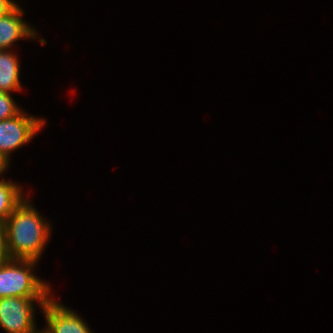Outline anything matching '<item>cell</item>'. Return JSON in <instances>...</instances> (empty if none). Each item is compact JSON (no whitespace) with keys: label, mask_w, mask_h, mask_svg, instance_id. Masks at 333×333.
<instances>
[{"label":"cell","mask_w":333,"mask_h":333,"mask_svg":"<svg viewBox=\"0 0 333 333\" xmlns=\"http://www.w3.org/2000/svg\"><path fill=\"white\" fill-rule=\"evenodd\" d=\"M49 299L24 297L0 298V328L3 331L5 330V333H36L40 329L37 328L35 319L37 307L41 313L43 305Z\"/></svg>","instance_id":"4"},{"label":"cell","mask_w":333,"mask_h":333,"mask_svg":"<svg viewBox=\"0 0 333 333\" xmlns=\"http://www.w3.org/2000/svg\"><path fill=\"white\" fill-rule=\"evenodd\" d=\"M39 262L30 259H10L1 264L0 298H51L54 289L49 282L36 274Z\"/></svg>","instance_id":"2"},{"label":"cell","mask_w":333,"mask_h":333,"mask_svg":"<svg viewBox=\"0 0 333 333\" xmlns=\"http://www.w3.org/2000/svg\"><path fill=\"white\" fill-rule=\"evenodd\" d=\"M19 3L14 0H0V17L7 15L11 12Z\"/></svg>","instance_id":"11"},{"label":"cell","mask_w":333,"mask_h":333,"mask_svg":"<svg viewBox=\"0 0 333 333\" xmlns=\"http://www.w3.org/2000/svg\"><path fill=\"white\" fill-rule=\"evenodd\" d=\"M25 9L18 4L7 15L0 17V50H13L17 41L38 39L39 43L44 46L47 42L45 38L40 37L38 31L23 17Z\"/></svg>","instance_id":"6"},{"label":"cell","mask_w":333,"mask_h":333,"mask_svg":"<svg viewBox=\"0 0 333 333\" xmlns=\"http://www.w3.org/2000/svg\"><path fill=\"white\" fill-rule=\"evenodd\" d=\"M29 196L30 194L25 197L3 224L10 258L39 261L50 241L53 225L38 212Z\"/></svg>","instance_id":"1"},{"label":"cell","mask_w":333,"mask_h":333,"mask_svg":"<svg viewBox=\"0 0 333 333\" xmlns=\"http://www.w3.org/2000/svg\"><path fill=\"white\" fill-rule=\"evenodd\" d=\"M10 259L7 249L6 230L4 224L0 222V265Z\"/></svg>","instance_id":"10"},{"label":"cell","mask_w":333,"mask_h":333,"mask_svg":"<svg viewBox=\"0 0 333 333\" xmlns=\"http://www.w3.org/2000/svg\"><path fill=\"white\" fill-rule=\"evenodd\" d=\"M8 169H10V167H8L4 161L0 158V175L7 173Z\"/></svg>","instance_id":"12"},{"label":"cell","mask_w":333,"mask_h":333,"mask_svg":"<svg viewBox=\"0 0 333 333\" xmlns=\"http://www.w3.org/2000/svg\"><path fill=\"white\" fill-rule=\"evenodd\" d=\"M20 65V60L14 49L0 50V91L8 93L22 92Z\"/></svg>","instance_id":"7"},{"label":"cell","mask_w":333,"mask_h":333,"mask_svg":"<svg viewBox=\"0 0 333 333\" xmlns=\"http://www.w3.org/2000/svg\"><path fill=\"white\" fill-rule=\"evenodd\" d=\"M0 175V222L3 223L16 207L30 194L23 190V185L17 181L5 179Z\"/></svg>","instance_id":"8"},{"label":"cell","mask_w":333,"mask_h":333,"mask_svg":"<svg viewBox=\"0 0 333 333\" xmlns=\"http://www.w3.org/2000/svg\"><path fill=\"white\" fill-rule=\"evenodd\" d=\"M52 296L42 308L46 325L42 329L47 333H94L86 320L73 308L65 306Z\"/></svg>","instance_id":"5"},{"label":"cell","mask_w":333,"mask_h":333,"mask_svg":"<svg viewBox=\"0 0 333 333\" xmlns=\"http://www.w3.org/2000/svg\"><path fill=\"white\" fill-rule=\"evenodd\" d=\"M12 94V95H11ZM13 98V93L0 91V121L18 115L23 108Z\"/></svg>","instance_id":"9"},{"label":"cell","mask_w":333,"mask_h":333,"mask_svg":"<svg viewBox=\"0 0 333 333\" xmlns=\"http://www.w3.org/2000/svg\"><path fill=\"white\" fill-rule=\"evenodd\" d=\"M23 109L18 115L0 121V158L10 167L11 154L32 141L47 121Z\"/></svg>","instance_id":"3"},{"label":"cell","mask_w":333,"mask_h":333,"mask_svg":"<svg viewBox=\"0 0 333 333\" xmlns=\"http://www.w3.org/2000/svg\"><path fill=\"white\" fill-rule=\"evenodd\" d=\"M36 333H47V332H45V331L41 328V329H39Z\"/></svg>","instance_id":"13"}]
</instances>
